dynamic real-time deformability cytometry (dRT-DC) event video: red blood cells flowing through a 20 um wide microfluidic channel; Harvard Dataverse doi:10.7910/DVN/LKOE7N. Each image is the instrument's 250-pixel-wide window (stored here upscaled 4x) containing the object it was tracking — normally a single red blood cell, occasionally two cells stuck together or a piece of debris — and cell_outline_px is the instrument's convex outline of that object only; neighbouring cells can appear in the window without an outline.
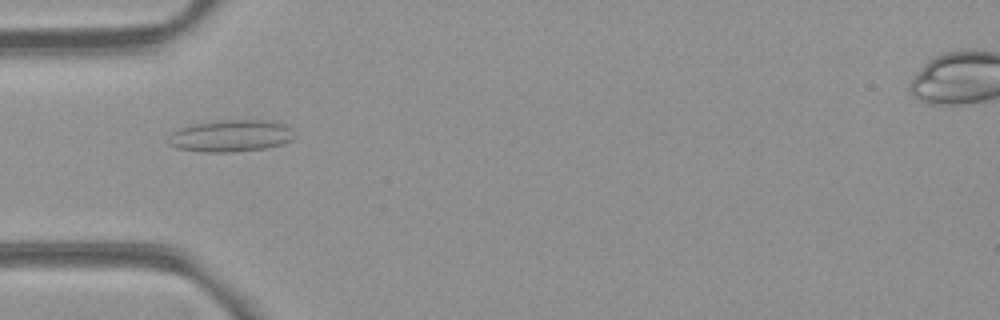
{"species": "common noctule bat (a hibernating species)", "species_latin": "Nyctalus noctula", "temperature_condition": "room temperature", "stored_images_in_passage": 5, "camera_frame_rate_fps": 3000, "um_per_image_px": 0.085, "animal": {"sex": "female", "body_mass_g": 21.9}, "frame": {"image": 1, "passage_image": 2, "time_ms": 1.333, "image_size_px": [1000, 320], "cell_outline_px": [[296, 136], [292, 140], [280, 144], [264, 148], [232, 152], [200, 152], [176, 148], [168, 144], [168, 136], [172, 132], [180, 128], [192, 124], [220, 120], [272, 120], [284, 124]], "centroid_in_image_um": [19.58, 11.54], "position_along_channel_um": 65.4, "area_um2": 23.52}}
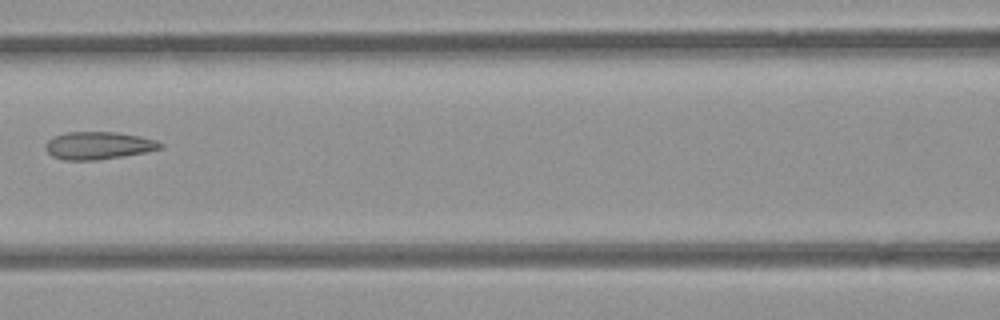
{"frame": {"image": 2, "passage_image": 4, "time_ms": 3.667, "image_size_px": [1000, 320], "cell_outline_px": [[164, 148], [144, 152], [96, 160], [64, 160], [52, 156], [48, 152], [44, 144], [48, 140], [64, 132], [116, 132], [140, 136], [156, 140], [164, 144]], "centroid_in_image_um": [8.37, 12.36], "position_along_channel_um": 158.2, "area_um2": 18.38}}
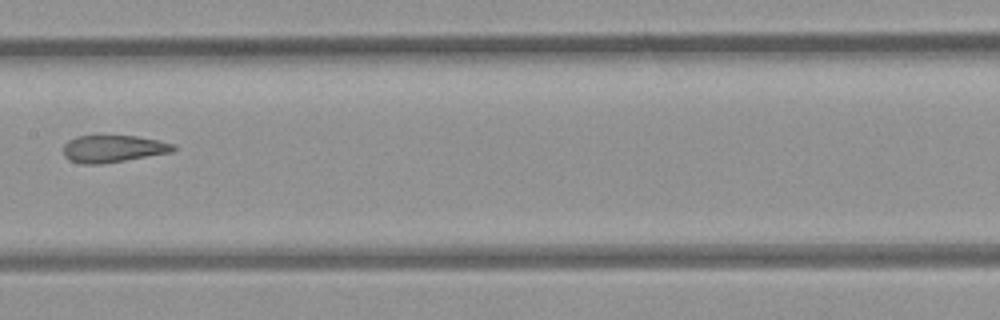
{"frame": {"image": 3, "passage_image": 5, "time_ms": 4.667, "image_size_px": [1000, 320], "cell_outline_px": [[176, 148], [172, 152], [100, 164], [80, 164], [68, 160], [64, 156], [64, 144], [68, 140], [76, 136], [136, 136], [176, 144]], "centroid_in_image_um": [9.58, 12.64], "position_along_channel_um": 197.8, "area_um2": 17.34}}